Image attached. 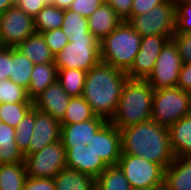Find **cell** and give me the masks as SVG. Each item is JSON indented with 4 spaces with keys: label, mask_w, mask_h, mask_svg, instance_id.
Instances as JSON below:
<instances>
[{
    "label": "cell",
    "mask_w": 191,
    "mask_h": 190,
    "mask_svg": "<svg viewBox=\"0 0 191 190\" xmlns=\"http://www.w3.org/2000/svg\"><path fill=\"white\" fill-rule=\"evenodd\" d=\"M66 167L97 178L121 157V132L110 121L96 116L84 122L61 124Z\"/></svg>",
    "instance_id": "obj_1"
},
{
    "label": "cell",
    "mask_w": 191,
    "mask_h": 190,
    "mask_svg": "<svg viewBox=\"0 0 191 190\" xmlns=\"http://www.w3.org/2000/svg\"><path fill=\"white\" fill-rule=\"evenodd\" d=\"M120 132L121 154L143 157L161 165L164 169L175 159L168 128L152 119L126 127Z\"/></svg>",
    "instance_id": "obj_2"
},
{
    "label": "cell",
    "mask_w": 191,
    "mask_h": 190,
    "mask_svg": "<svg viewBox=\"0 0 191 190\" xmlns=\"http://www.w3.org/2000/svg\"><path fill=\"white\" fill-rule=\"evenodd\" d=\"M127 79L126 72L100 61L87 71L82 97L97 116L110 121Z\"/></svg>",
    "instance_id": "obj_3"
},
{
    "label": "cell",
    "mask_w": 191,
    "mask_h": 190,
    "mask_svg": "<svg viewBox=\"0 0 191 190\" xmlns=\"http://www.w3.org/2000/svg\"><path fill=\"white\" fill-rule=\"evenodd\" d=\"M154 88L145 79H127L110 122L122 130L151 120Z\"/></svg>",
    "instance_id": "obj_4"
},
{
    "label": "cell",
    "mask_w": 191,
    "mask_h": 190,
    "mask_svg": "<svg viewBox=\"0 0 191 190\" xmlns=\"http://www.w3.org/2000/svg\"><path fill=\"white\" fill-rule=\"evenodd\" d=\"M141 38L127 21H122L115 30L99 41L101 62L127 72L140 50Z\"/></svg>",
    "instance_id": "obj_5"
},
{
    "label": "cell",
    "mask_w": 191,
    "mask_h": 190,
    "mask_svg": "<svg viewBox=\"0 0 191 190\" xmlns=\"http://www.w3.org/2000/svg\"><path fill=\"white\" fill-rule=\"evenodd\" d=\"M191 114V92L179 87L154 90L151 119L169 128L182 117Z\"/></svg>",
    "instance_id": "obj_6"
},
{
    "label": "cell",
    "mask_w": 191,
    "mask_h": 190,
    "mask_svg": "<svg viewBox=\"0 0 191 190\" xmlns=\"http://www.w3.org/2000/svg\"><path fill=\"white\" fill-rule=\"evenodd\" d=\"M69 43L55 55L57 69L89 71L100 60L99 40L89 31L84 36L69 37Z\"/></svg>",
    "instance_id": "obj_7"
},
{
    "label": "cell",
    "mask_w": 191,
    "mask_h": 190,
    "mask_svg": "<svg viewBox=\"0 0 191 190\" xmlns=\"http://www.w3.org/2000/svg\"><path fill=\"white\" fill-rule=\"evenodd\" d=\"M117 165L124 173L131 188L156 190L164 186V168L131 154H121Z\"/></svg>",
    "instance_id": "obj_8"
},
{
    "label": "cell",
    "mask_w": 191,
    "mask_h": 190,
    "mask_svg": "<svg viewBox=\"0 0 191 190\" xmlns=\"http://www.w3.org/2000/svg\"><path fill=\"white\" fill-rule=\"evenodd\" d=\"M175 4L173 0L154 7L137 16H130L126 21L143 37L163 35L172 37L175 33Z\"/></svg>",
    "instance_id": "obj_9"
},
{
    "label": "cell",
    "mask_w": 191,
    "mask_h": 190,
    "mask_svg": "<svg viewBox=\"0 0 191 190\" xmlns=\"http://www.w3.org/2000/svg\"><path fill=\"white\" fill-rule=\"evenodd\" d=\"M27 176L54 178L66 168V150L61 140L45 146L39 152L24 156Z\"/></svg>",
    "instance_id": "obj_10"
},
{
    "label": "cell",
    "mask_w": 191,
    "mask_h": 190,
    "mask_svg": "<svg viewBox=\"0 0 191 190\" xmlns=\"http://www.w3.org/2000/svg\"><path fill=\"white\" fill-rule=\"evenodd\" d=\"M183 61L178 53L176 44L170 39L155 62L154 68L145 79L155 90L175 87Z\"/></svg>",
    "instance_id": "obj_11"
},
{
    "label": "cell",
    "mask_w": 191,
    "mask_h": 190,
    "mask_svg": "<svg viewBox=\"0 0 191 190\" xmlns=\"http://www.w3.org/2000/svg\"><path fill=\"white\" fill-rule=\"evenodd\" d=\"M35 32L34 17L16 5L0 15V46L16 48Z\"/></svg>",
    "instance_id": "obj_12"
},
{
    "label": "cell",
    "mask_w": 191,
    "mask_h": 190,
    "mask_svg": "<svg viewBox=\"0 0 191 190\" xmlns=\"http://www.w3.org/2000/svg\"><path fill=\"white\" fill-rule=\"evenodd\" d=\"M171 39L169 36L148 35L141 38L140 50L131 68L126 72L129 79H146L152 72L161 49Z\"/></svg>",
    "instance_id": "obj_13"
},
{
    "label": "cell",
    "mask_w": 191,
    "mask_h": 190,
    "mask_svg": "<svg viewBox=\"0 0 191 190\" xmlns=\"http://www.w3.org/2000/svg\"><path fill=\"white\" fill-rule=\"evenodd\" d=\"M35 127L29 143V154L61 140L60 121L35 109Z\"/></svg>",
    "instance_id": "obj_14"
},
{
    "label": "cell",
    "mask_w": 191,
    "mask_h": 190,
    "mask_svg": "<svg viewBox=\"0 0 191 190\" xmlns=\"http://www.w3.org/2000/svg\"><path fill=\"white\" fill-rule=\"evenodd\" d=\"M70 98L56 81L33 99V107L60 121L64 117Z\"/></svg>",
    "instance_id": "obj_15"
},
{
    "label": "cell",
    "mask_w": 191,
    "mask_h": 190,
    "mask_svg": "<svg viewBox=\"0 0 191 190\" xmlns=\"http://www.w3.org/2000/svg\"><path fill=\"white\" fill-rule=\"evenodd\" d=\"M166 190H191V155L175 157L164 170Z\"/></svg>",
    "instance_id": "obj_16"
},
{
    "label": "cell",
    "mask_w": 191,
    "mask_h": 190,
    "mask_svg": "<svg viewBox=\"0 0 191 190\" xmlns=\"http://www.w3.org/2000/svg\"><path fill=\"white\" fill-rule=\"evenodd\" d=\"M122 21L110 5L103 3L88 17L89 31L101 41Z\"/></svg>",
    "instance_id": "obj_17"
},
{
    "label": "cell",
    "mask_w": 191,
    "mask_h": 190,
    "mask_svg": "<svg viewBox=\"0 0 191 190\" xmlns=\"http://www.w3.org/2000/svg\"><path fill=\"white\" fill-rule=\"evenodd\" d=\"M169 138L175 157L191 155V114L182 117L169 128Z\"/></svg>",
    "instance_id": "obj_18"
},
{
    "label": "cell",
    "mask_w": 191,
    "mask_h": 190,
    "mask_svg": "<svg viewBox=\"0 0 191 190\" xmlns=\"http://www.w3.org/2000/svg\"><path fill=\"white\" fill-rule=\"evenodd\" d=\"M35 65L54 63L55 56L48 48L41 33L35 32L16 47Z\"/></svg>",
    "instance_id": "obj_19"
},
{
    "label": "cell",
    "mask_w": 191,
    "mask_h": 190,
    "mask_svg": "<svg viewBox=\"0 0 191 190\" xmlns=\"http://www.w3.org/2000/svg\"><path fill=\"white\" fill-rule=\"evenodd\" d=\"M56 190H96V179L70 168H64L54 176Z\"/></svg>",
    "instance_id": "obj_20"
},
{
    "label": "cell",
    "mask_w": 191,
    "mask_h": 190,
    "mask_svg": "<svg viewBox=\"0 0 191 190\" xmlns=\"http://www.w3.org/2000/svg\"><path fill=\"white\" fill-rule=\"evenodd\" d=\"M58 78V69L55 63L36 64L30 76V85L27 89L28 97L33 100Z\"/></svg>",
    "instance_id": "obj_21"
},
{
    "label": "cell",
    "mask_w": 191,
    "mask_h": 190,
    "mask_svg": "<svg viewBox=\"0 0 191 190\" xmlns=\"http://www.w3.org/2000/svg\"><path fill=\"white\" fill-rule=\"evenodd\" d=\"M15 128L0 122V164H16L24 161V155L15 141Z\"/></svg>",
    "instance_id": "obj_22"
},
{
    "label": "cell",
    "mask_w": 191,
    "mask_h": 190,
    "mask_svg": "<svg viewBox=\"0 0 191 190\" xmlns=\"http://www.w3.org/2000/svg\"><path fill=\"white\" fill-rule=\"evenodd\" d=\"M34 63L17 48H11V73L9 79L28 89Z\"/></svg>",
    "instance_id": "obj_23"
},
{
    "label": "cell",
    "mask_w": 191,
    "mask_h": 190,
    "mask_svg": "<svg viewBox=\"0 0 191 190\" xmlns=\"http://www.w3.org/2000/svg\"><path fill=\"white\" fill-rule=\"evenodd\" d=\"M27 178L25 162L0 164V190H23Z\"/></svg>",
    "instance_id": "obj_24"
},
{
    "label": "cell",
    "mask_w": 191,
    "mask_h": 190,
    "mask_svg": "<svg viewBox=\"0 0 191 190\" xmlns=\"http://www.w3.org/2000/svg\"><path fill=\"white\" fill-rule=\"evenodd\" d=\"M64 18V9L48 3L34 17L35 30L37 33H44L49 30L61 28Z\"/></svg>",
    "instance_id": "obj_25"
},
{
    "label": "cell",
    "mask_w": 191,
    "mask_h": 190,
    "mask_svg": "<svg viewBox=\"0 0 191 190\" xmlns=\"http://www.w3.org/2000/svg\"><path fill=\"white\" fill-rule=\"evenodd\" d=\"M87 71L81 69H58L57 81L70 97L83 94Z\"/></svg>",
    "instance_id": "obj_26"
},
{
    "label": "cell",
    "mask_w": 191,
    "mask_h": 190,
    "mask_svg": "<svg viewBox=\"0 0 191 190\" xmlns=\"http://www.w3.org/2000/svg\"><path fill=\"white\" fill-rule=\"evenodd\" d=\"M131 186L118 165L108 166L96 178V190H130Z\"/></svg>",
    "instance_id": "obj_27"
},
{
    "label": "cell",
    "mask_w": 191,
    "mask_h": 190,
    "mask_svg": "<svg viewBox=\"0 0 191 190\" xmlns=\"http://www.w3.org/2000/svg\"><path fill=\"white\" fill-rule=\"evenodd\" d=\"M97 115L93 112L90 105L82 97H71L64 117L60 124H73L94 119Z\"/></svg>",
    "instance_id": "obj_28"
},
{
    "label": "cell",
    "mask_w": 191,
    "mask_h": 190,
    "mask_svg": "<svg viewBox=\"0 0 191 190\" xmlns=\"http://www.w3.org/2000/svg\"><path fill=\"white\" fill-rule=\"evenodd\" d=\"M61 29L68 37L84 36L89 32L88 18L70 9H65Z\"/></svg>",
    "instance_id": "obj_29"
},
{
    "label": "cell",
    "mask_w": 191,
    "mask_h": 190,
    "mask_svg": "<svg viewBox=\"0 0 191 190\" xmlns=\"http://www.w3.org/2000/svg\"><path fill=\"white\" fill-rule=\"evenodd\" d=\"M35 108L33 109L17 124L16 131V144L21 153L29 155V143L33 130L35 127Z\"/></svg>",
    "instance_id": "obj_30"
},
{
    "label": "cell",
    "mask_w": 191,
    "mask_h": 190,
    "mask_svg": "<svg viewBox=\"0 0 191 190\" xmlns=\"http://www.w3.org/2000/svg\"><path fill=\"white\" fill-rule=\"evenodd\" d=\"M32 109L33 103H2L0 105V120L15 128Z\"/></svg>",
    "instance_id": "obj_31"
},
{
    "label": "cell",
    "mask_w": 191,
    "mask_h": 190,
    "mask_svg": "<svg viewBox=\"0 0 191 190\" xmlns=\"http://www.w3.org/2000/svg\"><path fill=\"white\" fill-rule=\"evenodd\" d=\"M0 101L2 103H33L28 97L27 89L10 79L0 80Z\"/></svg>",
    "instance_id": "obj_32"
},
{
    "label": "cell",
    "mask_w": 191,
    "mask_h": 190,
    "mask_svg": "<svg viewBox=\"0 0 191 190\" xmlns=\"http://www.w3.org/2000/svg\"><path fill=\"white\" fill-rule=\"evenodd\" d=\"M175 33H191V2L181 3L175 7Z\"/></svg>",
    "instance_id": "obj_33"
},
{
    "label": "cell",
    "mask_w": 191,
    "mask_h": 190,
    "mask_svg": "<svg viewBox=\"0 0 191 190\" xmlns=\"http://www.w3.org/2000/svg\"><path fill=\"white\" fill-rule=\"evenodd\" d=\"M48 48L54 54H58L62 48L69 43V37L64 34L61 28L41 33Z\"/></svg>",
    "instance_id": "obj_34"
},
{
    "label": "cell",
    "mask_w": 191,
    "mask_h": 190,
    "mask_svg": "<svg viewBox=\"0 0 191 190\" xmlns=\"http://www.w3.org/2000/svg\"><path fill=\"white\" fill-rule=\"evenodd\" d=\"M171 39L176 44L183 63L191 62V33L174 34Z\"/></svg>",
    "instance_id": "obj_35"
},
{
    "label": "cell",
    "mask_w": 191,
    "mask_h": 190,
    "mask_svg": "<svg viewBox=\"0 0 191 190\" xmlns=\"http://www.w3.org/2000/svg\"><path fill=\"white\" fill-rule=\"evenodd\" d=\"M105 0H73L70 10L88 18Z\"/></svg>",
    "instance_id": "obj_36"
},
{
    "label": "cell",
    "mask_w": 191,
    "mask_h": 190,
    "mask_svg": "<svg viewBox=\"0 0 191 190\" xmlns=\"http://www.w3.org/2000/svg\"><path fill=\"white\" fill-rule=\"evenodd\" d=\"M23 190H56L53 178H34L27 176Z\"/></svg>",
    "instance_id": "obj_37"
},
{
    "label": "cell",
    "mask_w": 191,
    "mask_h": 190,
    "mask_svg": "<svg viewBox=\"0 0 191 190\" xmlns=\"http://www.w3.org/2000/svg\"><path fill=\"white\" fill-rule=\"evenodd\" d=\"M48 4L46 0H16V6L27 15L35 17Z\"/></svg>",
    "instance_id": "obj_38"
},
{
    "label": "cell",
    "mask_w": 191,
    "mask_h": 190,
    "mask_svg": "<svg viewBox=\"0 0 191 190\" xmlns=\"http://www.w3.org/2000/svg\"><path fill=\"white\" fill-rule=\"evenodd\" d=\"M105 3L110 5L123 21L130 17L133 0H105Z\"/></svg>",
    "instance_id": "obj_39"
},
{
    "label": "cell",
    "mask_w": 191,
    "mask_h": 190,
    "mask_svg": "<svg viewBox=\"0 0 191 190\" xmlns=\"http://www.w3.org/2000/svg\"><path fill=\"white\" fill-rule=\"evenodd\" d=\"M167 0H133L130 16L144 14Z\"/></svg>",
    "instance_id": "obj_40"
},
{
    "label": "cell",
    "mask_w": 191,
    "mask_h": 190,
    "mask_svg": "<svg viewBox=\"0 0 191 190\" xmlns=\"http://www.w3.org/2000/svg\"><path fill=\"white\" fill-rule=\"evenodd\" d=\"M11 73V47L0 46V80L9 79Z\"/></svg>",
    "instance_id": "obj_41"
},
{
    "label": "cell",
    "mask_w": 191,
    "mask_h": 190,
    "mask_svg": "<svg viewBox=\"0 0 191 190\" xmlns=\"http://www.w3.org/2000/svg\"><path fill=\"white\" fill-rule=\"evenodd\" d=\"M177 87L181 90L191 92V62L183 63L179 72Z\"/></svg>",
    "instance_id": "obj_42"
},
{
    "label": "cell",
    "mask_w": 191,
    "mask_h": 190,
    "mask_svg": "<svg viewBox=\"0 0 191 190\" xmlns=\"http://www.w3.org/2000/svg\"><path fill=\"white\" fill-rule=\"evenodd\" d=\"M73 0H52L50 3L60 9H69Z\"/></svg>",
    "instance_id": "obj_43"
},
{
    "label": "cell",
    "mask_w": 191,
    "mask_h": 190,
    "mask_svg": "<svg viewBox=\"0 0 191 190\" xmlns=\"http://www.w3.org/2000/svg\"><path fill=\"white\" fill-rule=\"evenodd\" d=\"M16 0H0V15L7 9L15 6Z\"/></svg>",
    "instance_id": "obj_44"
},
{
    "label": "cell",
    "mask_w": 191,
    "mask_h": 190,
    "mask_svg": "<svg viewBox=\"0 0 191 190\" xmlns=\"http://www.w3.org/2000/svg\"><path fill=\"white\" fill-rule=\"evenodd\" d=\"M173 1H174V4H175V7L178 4H181V3H189V2H191V0H173Z\"/></svg>",
    "instance_id": "obj_45"
},
{
    "label": "cell",
    "mask_w": 191,
    "mask_h": 190,
    "mask_svg": "<svg viewBox=\"0 0 191 190\" xmlns=\"http://www.w3.org/2000/svg\"><path fill=\"white\" fill-rule=\"evenodd\" d=\"M130 190H149V189H142V188H131Z\"/></svg>",
    "instance_id": "obj_46"
},
{
    "label": "cell",
    "mask_w": 191,
    "mask_h": 190,
    "mask_svg": "<svg viewBox=\"0 0 191 190\" xmlns=\"http://www.w3.org/2000/svg\"><path fill=\"white\" fill-rule=\"evenodd\" d=\"M156 190H166L164 187H161L159 189H156Z\"/></svg>",
    "instance_id": "obj_47"
}]
</instances>
